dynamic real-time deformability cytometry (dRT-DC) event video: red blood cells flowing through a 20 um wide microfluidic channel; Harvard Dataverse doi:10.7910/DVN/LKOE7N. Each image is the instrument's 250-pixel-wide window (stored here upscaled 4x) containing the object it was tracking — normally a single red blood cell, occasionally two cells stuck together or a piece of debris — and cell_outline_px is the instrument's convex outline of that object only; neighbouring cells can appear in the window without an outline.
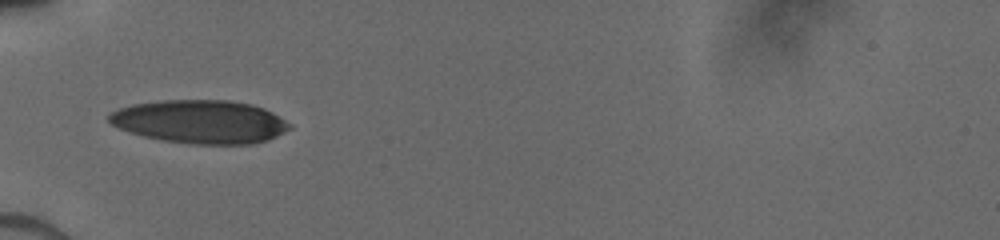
{"species": "human", "species_latin": "Homo sapiens", "temperature_condition": "cold", "stored_images_in_passage": 48, "camera_frame_rate_fps": 3000, "um_per_image_px": 0.085, "donor": {"sex": "male"}, "frame": {"image": 1, "passage_image": 1, "time_ms": 0.0, "image_size_px": [1000, 240], "cell_outline_px": [[292, 128], [268, 140], [252, 144], [192, 144], [164, 140], [144, 136], [120, 128], [112, 124], [108, 120], [108, 112], [132, 104], [160, 100], [228, 100], [252, 104], [264, 108], [272, 112], [292, 124]], "centroid_in_image_um": [17.04, 10.34], "position_along_channel_um": 68.0, "area_um2": 45.66}}
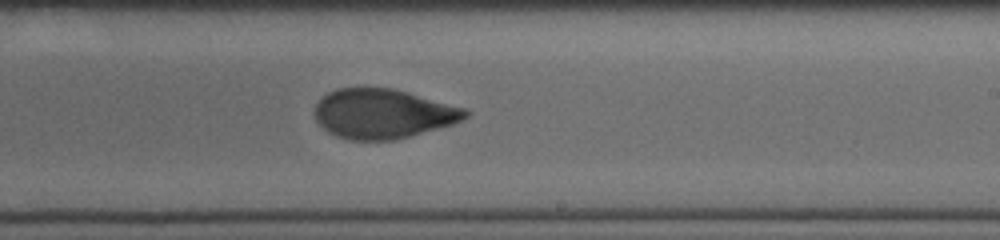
{"frame": {"image": 2, "passage_image": 21, "time_ms": 4.667, "image_size_px": [1000, 240], "cell_outline_px": [[472, 112], [468, 116], [452, 124], [396, 140], [352, 140], [336, 136], [328, 132], [316, 120], [312, 112], [316, 104], [328, 92], [336, 88], [392, 88], [408, 92], [464, 108]], "centroid_in_image_um": [32.52, 9.67], "position_along_channel_um": 256.5, "area_um2": 43.41}}
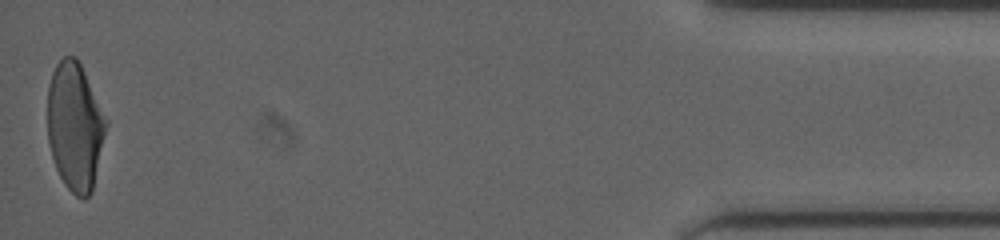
{"frame": {"image": 3, "passage_image": 47, "time_ms": 10.667, "image_size_px": [1000, 240], "cell_outline_px": [[108, 124], [92, 192], [84, 200], [76, 196], [64, 184], [56, 168], [52, 156], [48, 140], [48, 84], [52, 72], [56, 64], [64, 56], [76, 56], [108, 120]], "centroid_in_image_um": [6.38, 10.76], "position_along_channel_um": 428.8, "area_um2": 43.75}}